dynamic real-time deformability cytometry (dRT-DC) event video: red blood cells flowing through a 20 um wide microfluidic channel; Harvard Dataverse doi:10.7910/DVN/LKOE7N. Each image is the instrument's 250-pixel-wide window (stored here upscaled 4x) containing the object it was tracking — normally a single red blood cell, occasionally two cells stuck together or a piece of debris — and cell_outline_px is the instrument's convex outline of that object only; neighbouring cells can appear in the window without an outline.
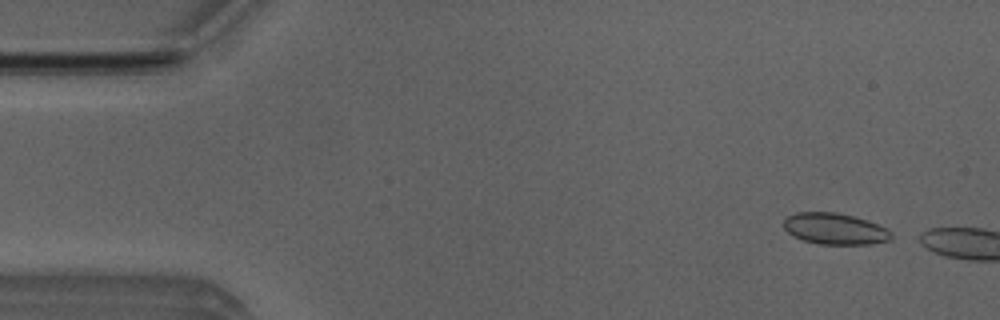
{"species": "Egyptian fruit bat (a non-hibernating species)", "species_latin": "Rousettus aegyptiacus", "temperature_condition": "room temperature", "stored_images_in_passage": 12, "camera_frame_rate_fps": 3000, "um_per_image_px": 0.085, "animal": {"sex": "male"}, "frame": {"image": 1, "passage_image": 3, "time_ms": 0.667, "image_size_px": [1000, 320], "cell_outline_px": [[892, 240], [872, 244], [820, 244], [800, 240], [792, 236], [784, 228], [784, 220], [788, 216], [796, 212], [836, 212], [868, 220], [892, 232]], "centroid_in_image_um": [70.95, 19.45], "position_along_channel_um": 14.0, "area_um2": 19.71}}